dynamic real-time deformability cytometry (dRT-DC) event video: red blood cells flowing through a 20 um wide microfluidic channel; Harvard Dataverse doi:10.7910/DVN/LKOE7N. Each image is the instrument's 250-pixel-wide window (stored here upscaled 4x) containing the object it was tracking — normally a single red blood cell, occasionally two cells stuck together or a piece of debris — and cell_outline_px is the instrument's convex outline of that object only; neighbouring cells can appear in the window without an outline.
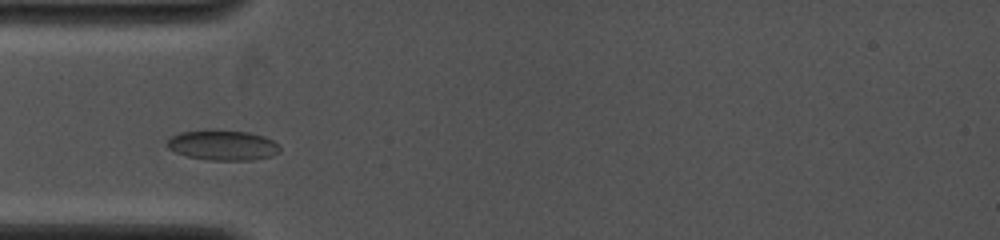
{"species": "common noctule bat (a hibernating species)", "species_latin": "Nyctalus noctula", "temperature_condition": "cold", "stored_images_in_passage": 9, "camera_frame_rate_fps": 4000, "um_per_image_px": 0.085, "animal": {"sex": "female", "body_mass_g": 19.0, "forearm_length_mm": 53.3}, "frame": {"image": 1, "passage_image": 4, "time_ms": 1.5, "image_size_px": [1000, 240], "cell_outline_px": [[280, 152], [272, 156], [252, 160], [208, 160], [188, 156], [176, 152], [168, 148], [168, 140], [172, 136], [180, 132], [208, 128], [212, 128], [248, 132], [264, 136], [280, 144]], "centroid_in_image_um": [18.96, 12.31], "position_along_channel_um": 66.0, "area_um2": 20.23}}
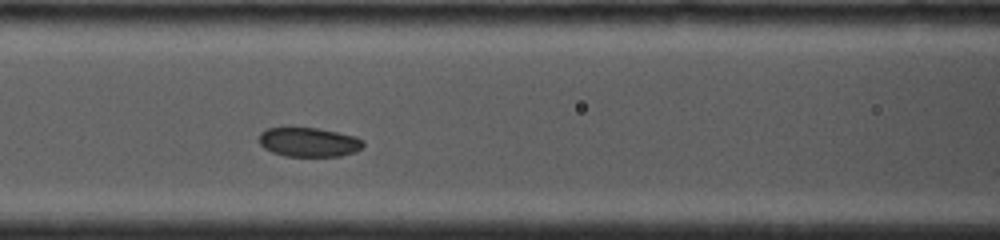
{"frame": {"image": 2, "passage_image": 7, "time_ms": 3.25, "image_size_px": [1000, 240], "cell_outline_px": [[364, 144], [356, 152], [340, 156], [284, 156], [272, 152], [264, 148], [260, 144], [260, 132], [268, 128], [316, 128], [356, 136], [364, 140]], "centroid_in_image_um": [26.27, 12.09], "position_along_channel_um": 140.3, "area_um2": 17.69}}
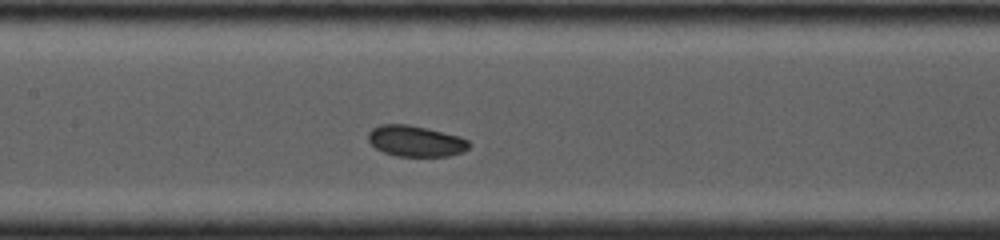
{"frame": {"image": 3, "passage_image": 9, "time_ms": 4.0, "image_size_px": [1000, 240], "cell_outline_px": [[472, 144], [464, 152], [448, 156], [396, 156], [384, 152], [376, 148], [368, 140], [368, 132], [372, 128], [380, 124], [408, 124], [428, 128], [460, 136], [468, 140]], "centroid_in_image_um": [35.35, 11.98], "position_along_channel_um": 172.1, "area_um2": 18.38}}